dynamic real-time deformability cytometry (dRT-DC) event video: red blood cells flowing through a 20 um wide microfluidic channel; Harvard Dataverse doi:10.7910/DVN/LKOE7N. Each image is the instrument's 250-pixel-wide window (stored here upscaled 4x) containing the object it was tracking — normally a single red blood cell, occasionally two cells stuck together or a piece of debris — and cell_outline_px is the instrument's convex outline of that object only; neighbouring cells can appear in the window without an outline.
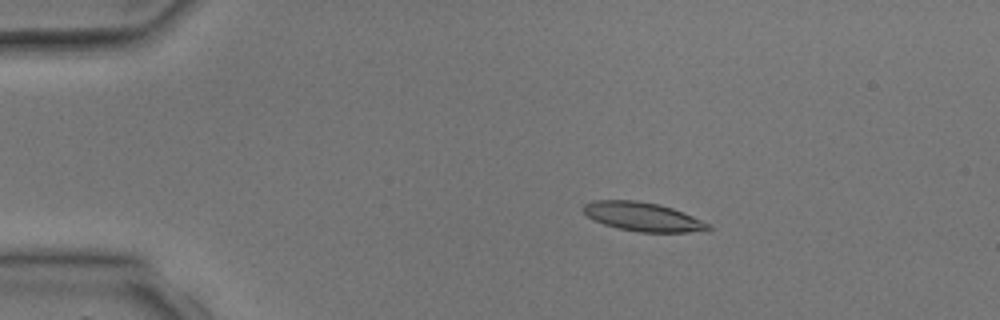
{"species": "common noctule bat (a hibernating species)", "species_latin": "Nyctalus noctula", "temperature_condition": "room temperature", "stored_images_in_passage": 5, "camera_frame_rate_fps": 3000, "um_per_image_px": 0.085, "animal": {"sex": "male", "body_mass_g": 17.9, "forearm_length_mm": 54.2}, "frame": {"image": 1, "passage_image": 3, "time_ms": 2.333, "image_size_px": [1000, 320], "cell_outline_px": [[712, 228], [708, 232], [640, 232], [616, 228], [592, 220], [580, 208], [584, 204], [592, 200], [636, 200], [660, 204], [684, 212], [712, 224]], "centroid_in_image_um": [54.68, 18.43], "position_along_channel_um": 30.3, "area_um2": 21.5}}